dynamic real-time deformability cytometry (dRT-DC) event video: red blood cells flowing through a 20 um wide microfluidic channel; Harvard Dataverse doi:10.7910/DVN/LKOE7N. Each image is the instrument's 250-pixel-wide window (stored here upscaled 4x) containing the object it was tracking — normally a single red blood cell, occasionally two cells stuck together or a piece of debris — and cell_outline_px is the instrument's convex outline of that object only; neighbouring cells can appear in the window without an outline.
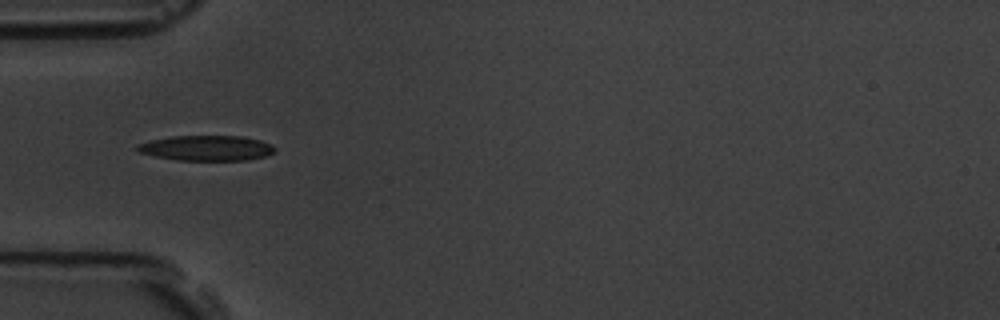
{"species": "common noctule bat (a hibernating species)", "species_latin": "Nyctalus noctula", "temperature_condition": "room temperature", "stored_images_in_passage": 7, "camera_frame_rate_fps": 3000, "um_per_image_px": 0.085, "animal": {"sex": "male", "body_mass_g": 19.5, "forearm_length_mm": 54.6}, "frame": {"image": 1, "passage_image": 6, "time_ms": 5.667, "image_size_px": [1000, 320], "cell_outline_px": [[276, 152], [264, 156], [248, 160], [176, 160], [156, 156], [140, 152], [132, 148], [136, 144], [152, 140], [172, 136], [240, 136], [260, 140], [272, 144], [276, 148]], "centroid_in_image_um": [17.56, 12.58], "position_along_channel_um": 67.4, "area_um2": 20.29}}
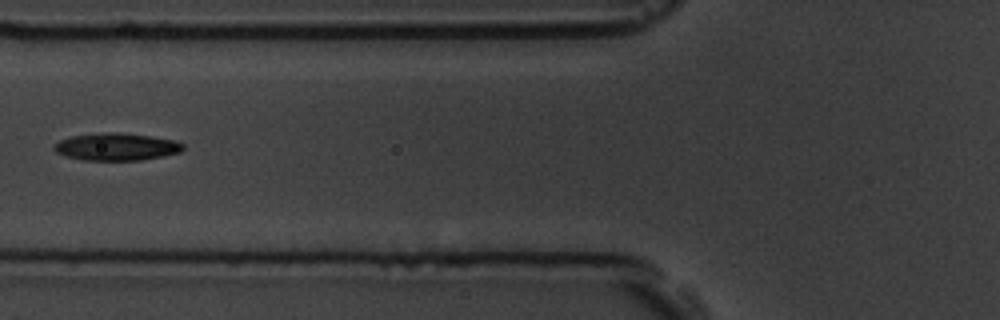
{"frame": {"image": 2, "passage_image": 7, "time_ms": 7.0, "image_size_px": [1000, 320], "cell_outline_px": [[184, 148], [180, 152], [140, 160], [84, 160], [64, 156], [56, 152], [52, 148], [60, 140], [72, 136], [112, 132], [116, 132], [148, 136], [172, 140], [184, 144]], "centroid_in_image_um": [9.87, 12.48], "position_along_channel_um": 115.9, "area_um2": 20.17}}